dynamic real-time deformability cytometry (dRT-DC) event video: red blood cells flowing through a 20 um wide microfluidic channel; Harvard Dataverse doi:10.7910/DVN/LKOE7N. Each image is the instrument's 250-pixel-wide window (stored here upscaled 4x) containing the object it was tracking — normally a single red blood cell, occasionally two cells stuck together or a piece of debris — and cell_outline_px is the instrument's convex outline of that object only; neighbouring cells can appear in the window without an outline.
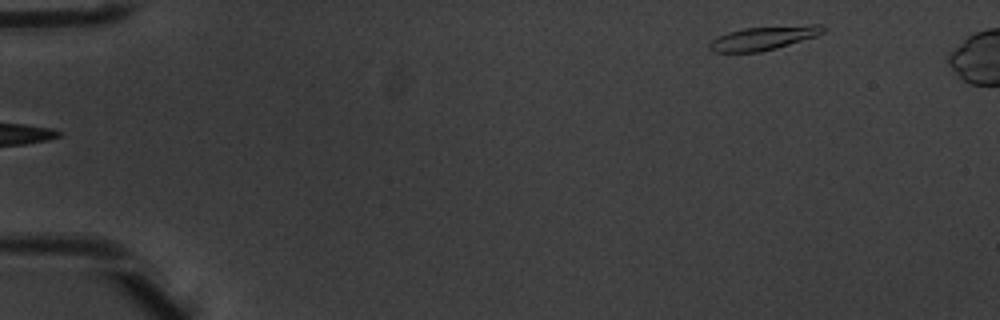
{"species": "common noctule bat (a hibernating species)", "species_latin": "Nyctalus noctula", "temperature_condition": "warm", "stored_images_in_passage": 5, "camera_frame_rate_fps": 3000, "um_per_image_px": 0.085, "animal": {"sex": "male", "body_mass_g": 20.1, "forearm_length_mm": 53.5}, "frame": {"image": 1, "passage_image": 5, "time_ms": 1.333, "image_size_px": [1000, 320], "cell_outline_px": [[824, 32], [816, 36], [776, 48], [760, 52], [712, 52], [708, 48], [708, 44], [712, 40], [728, 32], [744, 28], [808, 24], [820, 24], [824, 28]], "centroid_in_image_um": [64.9, 3.23], "position_along_channel_um": 20.1, "area_um2": 15.66}}